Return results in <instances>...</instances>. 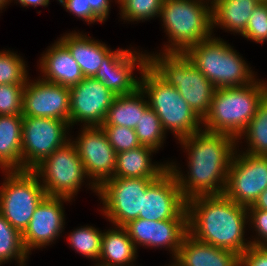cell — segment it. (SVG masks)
<instances>
[{
	"mask_svg": "<svg viewBox=\"0 0 267 266\" xmlns=\"http://www.w3.org/2000/svg\"><path fill=\"white\" fill-rule=\"evenodd\" d=\"M25 85H0V115H22Z\"/></svg>",
	"mask_w": 267,
	"mask_h": 266,
	"instance_id": "37",
	"label": "cell"
},
{
	"mask_svg": "<svg viewBox=\"0 0 267 266\" xmlns=\"http://www.w3.org/2000/svg\"><path fill=\"white\" fill-rule=\"evenodd\" d=\"M78 136L70 140L75 144L89 180L99 188L111 179L116 167L117 153L101 126H81Z\"/></svg>",
	"mask_w": 267,
	"mask_h": 266,
	"instance_id": "13",
	"label": "cell"
},
{
	"mask_svg": "<svg viewBox=\"0 0 267 266\" xmlns=\"http://www.w3.org/2000/svg\"><path fill=\"white\" fill-rule=\"evenodd\" d=\"M188 234L196 240L242 255L251 242L245 238L248 210L223 195H198L186 200Z\"/></svg>",
	"mask_w": 267,
	"mask_h": 266,
	"instance_id": "2",
	"label": "cell"
},
{
	"mask_svg": "<svg viewBox=\"0 0 267 266\" xmlns=\"http://www.w3.org/2000/svg\"><path fill=\"white\" fill-rule=\"evenodd\" d=\"M213 34L218 28L243 35L253 10L262 0H211Z\"/></svg>",
	"mask_w": 267,
	"mask_h": 266,
	"instance_id": "25",
	"label": "cell"
},
{
	"mask_svg": "<svg viewBox=\"0 0 267 266\" xmlns=\"http://www.w3.org/2000/svg\"><path fill=\"white\" fill-rule=\"evenodd\" d=\"M69 131V123L64 120L23 116L22 171L33 170L69 141Z\"/></svg>",
	"mask_w": 267,
	"mask_h": 266,
	"instance_id": "11",
	"label": "cell"
},
{
	"mask_svg": "<svg viewBox=\"0 0 267 266\" xmlns=\"http://www.w3.org/2000/svg\"><path fill=\"white\" fill-rule=\"evenodd\" d=\"M148 107L147 98L140 87L129 95L116 96L101 126H122L135 129L141 115Z\"/></svg>",
	"mask_w": 267,
	"mask_h": 266,
	"instance_id": "27",
	"label": "cell"
},
{
	"mask_svg": "<svg viewBox=\"0 0 267 266\" xmlns=\"http://www.w3.org/2000/svg\"><path fill=\"white\" fill-rule=\"evenodd\" d=\"M32 171L39 177L47 196L74 200L83 185L89 186L98 195V188L89 180L71 140L57 148Z\"/></svg>",
	"mask_w": 267,
	"mask_h": 266,
	"instance_id": "8",
	"label": "cell"
},
{
	"mask_svg": "<svg viewBox=\"0 0 267 266\" xmlns=\"http://www.w3.org/2000/svg\"><path fill=\"white\" fill-rule=\"evenodd\" d=\"M135 132L142 146L151 147L155 151H159L164 146L166 135H168L164 131L159 117L150 107L141 115Z\"/></svg>",
	"mask_w": 267,
	"mask_h": 266,
	"instance_id": "32",
	"label": "cell"
},
{
	"mask_svg": "<svg viewBox=\"0 0 267 266\" xmlns=\"http://www.w3.org/2000/svg\"><path fill=\"white\" fill-rule=\"evenodd\" d=\"M18 52L12 50L0 51V85H25L29 73L27 63Z\"/></svg>",
	"mask_w": 267,
	"mask_h": 266,
	"instance_id": "33",
	"label": "cell"
},
{
	"mask_svg": "<svg viewBox=\"0 0 267 266\" xmlns=\"http://www.w3.org/2000/svg\"><path fill=\"white\" fill-rule=\"evenodd\" d=\"M158 153L151 147L140 146L116 155L113 177L120 178H158L168 169V162H153V154Z\"/></svg>",
	"mask_w": 267,
	"mask_h": 266,
	"instance_id": "23",
	"label": "cell"
},
{
	"mask_svg": "<svg viewBox=\"0 0 267 266\" xmlns=\"http://www.w3.org/2000/svg\"><path fill=\"white\" fill-rule=\"evenodd\" d=\"M241 139L246 140L245 146H248L244 147L245 151L240 148L241 152L267 156V95L260 102L245 131L237 138V144L242 143Z\"/></svg>",
	"mask_w": 267,
	"mask_h": 266,
	"instance_id": "28",
	"label": "cell"
},
{
	"mask_svg": "<svg viewBox=\"0 0 267 266\" xmlns=\"http://www.w3.org/2000/svg\"><path fill=\"white\" fill-rule=\"evenodd\" d=\"M110 228L103 230L100 258L94 266H125L136 262L138 250L126 228L115 225Z\"/></svg>",
	"mask_w": 267,
	"mask_h": 266,
	"instance_id": "24",
	"label": "cell"
},
{
	"mask_svg": "<svg viewBox=\"0 0 267 266\" xmlns=\"http://www.w3.org/2000/svg\"><path fill=\"white\" fill-rule=\"evenodd\" d=\"M116 153L141 146L135 129L122 126H101Z\"/></svg>",
	"mask_w": 267,
	"mask_h": 266,
	"instance_id": "35",
	"label": "cell"
},
{
	"mask_svg": "<svg viewBox=\"0 0 267 266\" xmlns=\"http://www.w3.org/2000/svg\"><path fill=\"white\" fill-rule=\"evenodd\" d=\"M14 2L19 3V5L23 6L24 8L29 6L35 8H37V6L48 7L50 4V0H14Z\"/></svg>",
	"mask_w": 267,
	"mask_h": 266,
	"instance_id": "40",
	"label": "cell"
},
{
	"mask_svg": "<svg viewBox=\"0 0 267 266\" xmlns=\"http://www.w3.org/2000/svg\"><path fill=\"white\" fill-rule=\"evenodd\" d=\"M137 50L130 47L112 49L104 57L94 78L116 96L133 93L140 87L141 78L134 75V70L137 68L141 75L148 65V52Z\"/></svg>",
	"mask_w": 267,
	"mask_h": 266,
	"instance_id": "14",
	"label": "cell"
},
{
	"mask_svg": "<svg viewBox=\"0 0 267 266\" xmlns=\"http://www.w3.org/2000/svg\"><path fill=\"white\" fill-rule=\"evenodd\" d=\"M103 231L91 225L80 226L70 231L67 238L75 253L97 262L100 258Z\"/></svg>",
	"mask_w": 267,
	"mask_h": 266,
	"instance_id": "30",
	"label": "cell"
},
{
	"mask_svg": "<svg viewBox=\"0 0 267 266\" xmlns=\"http://www.w3.org/2000/svg\"><path fill=\"white\" fill-rule=\"evenodd\" d=\"M171 264L164 265V266H177L174 262L169 261Z\"/></svg>",
	"mask_w": 267,
	"mask_h": 266,
	"instance_id": "43",
	"label": "cell"
},
{
	"mask_svg": "<svg viewBox=\"0 0 267 266\" xmlns=\"http://www.w3.org/2000/svg\"><path fill=\"white\" fill-rule=\"evenodd\" d=\"M266 95L267 81L258 78L245 86L216 89L210 110L202 120L203 130L237 139Z\"/></svg>",
	"mask_w": 267,
	"mask_h": 266,
	"instance_id": "3",
	"label": "cell"
},
{
	"mask_svg": "<svg viewBox=\"0 0 267 266\" xmlns=\"http://www.w3.org/2000/svg\"><path fill=\"white\" fill-rule=\"evenodd\" d=\"M140 76V88L166 133H172L178 141L203 129L202 120L174 86L163 80L149 65Z\"/></svg>",
	"mask_w": 267,
	"mask_h": 266,
	"instance_id": "7",
	"label": "cell"
},
{
	"mask_svg": "<svg viewBox=\"0 0 267 266\" xmlns=\"http://www.w3.org/2000/svg\"><path fill=\"white\" fill-rule=\"evenodd\" d=\"M66 12L86 23L94 24L107 21L113 0H57Z\"/></svg>",
	"mask_w": 267,
	"mask_h": 266,
	"instance_id": "31",
	"label": "cell"
},
{
	"mask_svg": "<svg viewBox=\"0 0 267 266\" xmlns=\"http://www.w3.org/2000/svg\"><path fill=\"white\" fill-rule=\"evenodd\" d=\"M115 97L97 79L84 77L78 84L70 87L69 126H101Z\"/></svg>",
	"mask_w": 267,
	"mask_h": 266,
	"instance_id": "15",
	"label": "cell"
},
{
	"mask_svg": "<svg viewBox=\"0 0 267 266\" xmlns=\"http://www.w3.org/2000/svg\"><path fill=\"white\" fill-rule=\"evenodd\" d=\"M164 0H124L118 6L122 21L139 23L159 18Z\"/></svg>",
	"mask_w": 267,
	"mask_h": 266,
	"instance_id": "34",
	"label": "cell"
},
{
	"mask_svg": "<svg viewBox=\"0 0 267 266\" xmlns=\"http://www.w3.org/2000/svg\"><path fill=\"white\" fill-rule=\"evenodd\" d=\"M148 65L174 86L194 113L204 119L210 110L216 87L184 53L148 52Z\"/></svg>",
	"mask_w": 267,
	"mask_h": 266,
	"instance_id": "6",
	"label": "cell"
},
{
	"mask_svg": "<svg viewBox=\"0 0 267 266\" xmlns=\"http://www.w3.org/2000/svg\"><path fill=\"white\" fill-rule=\"evenodd\" d=\"M248 223L256 235L250 238L251 246L267 247V211L262 209H247ZM253 225V226H252ZM251 226V227H250Z\"/></svg>",
	"mask_w": 267,
	"mask_h": 266,
	"instance_id": "38",
	"label": "cell"
},
{
	"mask_svg": "<svg viewBox=\"0 0 267 266\" xmlns=\"http://www.w3.org/2000/svg\"><path fill=\"white\" fill-rule=\"evenodd\" d=\"M2 173L0 214L23 234L34 211L47 195L39 177L32 170Z\"/></svg>",
	"mask_w": 267,
	"mask_h": 266,
	"instance_id": "9",
	"label": "cell"
},
{
	"mask_svg": "<svg viewBox=\"0 0 267 266\" xmlns=\"http://www.w3.org/2000/svg\"><path fill=\"white\" fill-rule=\"evenodd\" d=\"M247 209H262L267 211V189L262 192L254 204L248 206Z\"/></svg>",
	"mask_w": 267,
	"mask_h": 266,
	"instance_id": "41",
	"label": "cell"
},
{
	"mask_svg": "<svg viewBox=\"0 0 267 266\" xmlns=\"http://www.w3.org/2000/svg\"><path fill=\"white\" fill-rule=\"evenodd\" d=\"M73 200L66 197L46 196L38 205L30 223L22 234L25 250L29 255L35 249L55 244L66 227L64 203Z\"/></svg>",
	"mask_w": 267,
	"mask_h": 266,
	"instance_id": "18",
	"label": "cell"
},
{
	"mask_svg": "<svg viewBox=\"0 0 267 266\" xmlns=\"http://www.w3.org/2000/svg\"><path fill=\"white\" fill-rule=\"evenodd\" d=\"M233 47L213 35L189 47L184 54L216 89L248 85L257 79V72Z\"/></svg>",
	"mask_w": 267,
	"mask_h": 266,
	"instance_id": "5",
	"label": "cell"
},
{
	"mask_svg": "<svg viewBox=\"0 0 267 266\" xmlns=\"http://www.w3.org/2000/svg\"><path fill=\"white\" fill-rule=\"evenodd\" d=\"M139 218L149 221L188 220L186 199L169 168L146 189Z\"/></svg>",
	"mask_w": 267,
	"mask_h": 266,
	"instance_id": "16",
	"label": "cell"
},
{
	"mask_svg": "<svg viewBox=\"0 0 267 266\" xmlns=\"http://www.w3.org/2000/svg\"><path fill=\"white\" fill-rule=\"evenodd\" d=\"M29 76L23 92L22 116L52 118L70 123V88Z\"/></svg>",
	"mask_w": 267,
	"mask_h": 266,
	"instance_id": "17",
	"label": "cell"
},
{
	"mask_svg": "<svg viewBox=\"0 0 267 266\" xmlns=\"http://www.w3.org/2000/svg\"><path fill=\"white\" fill-rule=\"evenodd\" d=\"M177 143L188 155L187 174L182 172L176 161L167 162L183 197L188 200L198 195H223L228 170L237 150V139L228 134L202 129L181 138Z\"/></svg>",
	"mask_w": 267,
	"mask_h": 266,
	"instance_id": "1",
	"label": "cell"
},
{
	"mask_svg": "<svg viewBox=\"0 0 267 266\" xmlns=\"http://www.w3.org/2000/svg\"><path fill=\"white\" fill-rule=\"evenodd\" d=\"M242 36L255 43L267 42V1H261L253 10Z\"/></svg>",
	"mask_w": 267,
	"mask_h": 266,
	"instance_id": "36",
	"label": "cell"
},
{
	"mask_svg": "<svg viewBox=\"0 0 267 266\" xmlns=\"http://www.w3.org/2000/svg\"><path fill=\"white\" fill-rule=\"evenodd\" d=\"M12 2V0H0V13L3 9L9 6V4Z\"/></svg>",
	"mask_w": 267,
	"mask_h": 266,
	"instance_id": "42",
	"label": "cell"
},
{
	"mask_svg": "<svg viewBox=\"0 0 267 266\" xmlns=\"http://www.w3.org/2000/svg\"><path fill=\"white\" fill-rule=\"evenodd\" d=\"M135 247L168 250L173 260L188 234V220L149 221L138 218L124 226Z\"/></svg>",
	"mask_w": 267,
	"mask_h": 266,
	"instance_id": "19",
	"label": "cell"
},
{
	"mask_svg": "<svg viewBox=\"0 0 267 266\" xmlns=\"http://www.w3.org/2000/svg\"><path fill=\"white\" fill-rule=\"evenodd\" d=\"M157 178L112 177L98 188V198L102 202L101 214L112 225L125 226L138 219L142 212L143 196L146 189Z\"/></svg>",
	"mask_w": 267,
	"mask_h": 266,
	"instance_id": "10",
	"label": "cell"
},
{
	"mask_svg": "<svg viewBox=\"0 0 267 266\" xmlns=\"http://www.w3.org/2000/svg\"><path fill=\"white\" fill-rule=\"evenodd\" d=\"M40 78L65 87H73L84 79L83 73L69 50L56 39L38 62Z\"/></svg>",
	"mask_w": 267,
	"mask_h": 266,
	"instance_id": "20",
	"label": "cell"
},
{
	"mask_svg": "<svg viewBox=\"0 0 267 266\" xmlns=\"http://www.w3.org/2000/svg\"><path fill=\"white\" fill-rule=\"evenodd\" d=\"M239 147L228 170L224 195L248 207L267 189V156L241 152Z\"/></svg>",
	"mask_w": 267,
	"mask_h": 266,
	"instance_id": "12",
	"label": "cell"
},
{
	"mask_svg": "<svg viewBox=\"0 0 267 266\" xmlns=\"http://www.w3.org/2000/svg\"><path fill=\"white\" fill-rule=\"evenodd\" d=\"M117 4H120L124 0H114Z\"/></svg>",
	"mask_w": 267,
	"mask_h": 266,
	"instance_id": "44",
	"label": "cell"
},
{
	"mask_svg": "<svg viewBox=\"0 0 267 266\" xmlns=\"http://www.w3.org/2000/svg\"><path fill=\"white\" fill-rule=\"evenodd\" d=\"M159 18L168 37L162 53H184L215 35L211 0H164Z\"/></svg>",
	"mask_w": 267,
	"mask_h": 266,
	"instance_id": "4",
	"label": "cell"
},
{
	"mask_svg": "<svg viewBox=\"0 0 267 266\" xmlns=\"http://www.w3.org/2000/svg\"><path fill=\"white\" fill-rule=\"evenodd\" d=\"M22 115H0V169L22 171Z\"/></svg>",
	"mask_w": 267,
	"mask_h": 266,
	"instance_id": "26",
	"label": "cell"
},
{
	"mask_svg": "<svg viewBox=\"0 0 267 266\" xmlns=\"http://www.w3.org/2000/svg\"><path fill=\"white\" fill-rule=\"evenodd\" d=\"M29 257L22 234L0 214V266L13 259L19 266H27Z\"/></svg>",
	"mask_w": 267,
	"mask_h": 266,
	"instance_id": "29",
	"label": "cell"
},
{
	"mask_svg": "<svg viewBox=\"0 0 267 266\" xmlns=\"http://www.w3.org/2000/svg\"><path fill=\"white\" fill-rule=\"evenodd\" d=\"M240 266H267V247L250 246L240 255Z\"/></svg>",
	"mask_w": 267,
	"mask_h": 266,
	"instance_id": "39",
	"label": "cell"
},
{
	"mask_svg": "<svg viewBox=\"0 0 267 266\" xmlns=\"http://www.w3.org/2000/svg\"><path fill=\"white\" fill-rule=\"evenodd\" d=\"M171 261L177 266H240V255L203 243L187 234Z\"/></svg>",
	"mask_w": 267,
	"mask_h": 266,
	"instance_id": "21",
	"label": "cell"
},
{
	"mask_svg": "<svg viewBox=\"0 0 267 266\" xmlns=\"http://www.w3.org/2000/svg\"><path fill=\"white\" fill-rule=\"evenodd\" d=\"M92 38L86 33L74 30L63 34L58 40L69 50L83 76L94 78L111 48L105 42L101 43L99 39Z\"/></svg>",
	"mask_w": 267,
	"mask_h": 266,
	"instance_id": "22",
	"label": "cell"
},
{
	"mask_svg": "<svg viewBox=\"0 0 267 266\" xmlns=\"http://www.w3.org/2000/svg\"><path fill=\"white\" fill-rule=\"evenodd\" d=\"M125 266H136V262L130 265H125ZM138 266V265H137Z\"/></svg>",
	"mask_w": 267,
	"mask_h": 266,
	"instance_id": "45",
	"label": "cell"
}]
</instances>
